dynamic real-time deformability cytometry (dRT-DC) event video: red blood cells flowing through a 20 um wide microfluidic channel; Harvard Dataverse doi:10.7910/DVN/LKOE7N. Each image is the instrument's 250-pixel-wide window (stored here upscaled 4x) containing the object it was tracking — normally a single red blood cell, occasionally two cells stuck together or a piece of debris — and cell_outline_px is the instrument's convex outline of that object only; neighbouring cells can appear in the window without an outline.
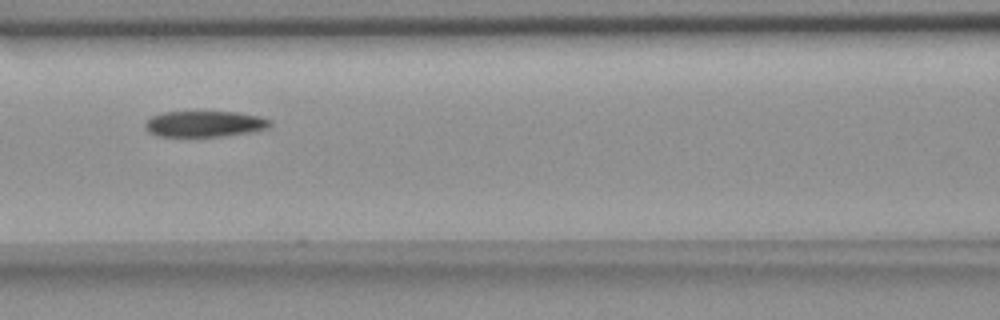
{"species": "common noctule bat (a hibernating species)", "species_latin": "Nyctalus noctula", "temperature_condition": "room temperature", "stored_images_in_passage": 13, "camera_frame_rate_fps": 3000, "um_per_image_px": 0.085, "animal": {"sex": "female", "body_mass_g": 18.4}, "frame": {"image": 1, "passage_image": 12, "time_ms": 3.667, "image_size_px": [1000, 320], "cell_outline_px": [[272, 124], [268, 128], [248, 132], [224, 136], [156, 136], [148, 132], [144, 128], [144, 124], [152, 116], [164, 112], [240, 112], [260, 116], [272, 120]], "centroid_in_image_um": [17.4, 10.53], "position_along_channel_um": 149.2, "area_um2": 18.96}}